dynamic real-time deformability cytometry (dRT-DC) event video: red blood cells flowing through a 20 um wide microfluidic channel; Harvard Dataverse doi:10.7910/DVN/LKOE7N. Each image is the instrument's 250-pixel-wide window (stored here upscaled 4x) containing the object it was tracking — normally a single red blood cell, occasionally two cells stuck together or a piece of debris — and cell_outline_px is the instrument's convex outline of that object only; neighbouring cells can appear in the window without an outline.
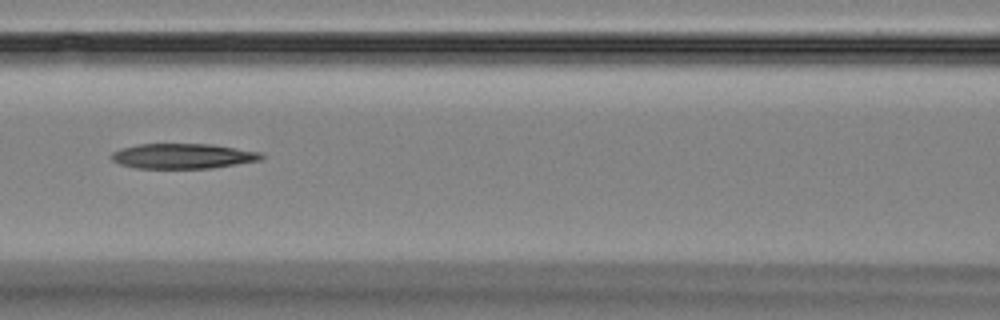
{"species": "Egyptian fruit bat (a non-hibernating species)", "species_latin": "Rousettus aegyptiacus", "temperature_condition": "room temperature", "stored_images_in_passage": 6, "camera_frame_rate_fps": 3000, "um_per_image_px": 0.085, "animal": {"sex": "female"}, "frame": {"image": 1, "passage_image": 4, "time_ms": 4.333, "image_size_px": [1000, 320], "cell_outline_px": [[264, 160], [212, 168], [136, 168], [120, 164], [112, 160], [112, 152], [120, 148], [140, 144], [212, 144], [260, 152], [264, 156]], "centroid_in_image_um": [15.57, 13.27], "position_along_channel_um": 151.0, "area_um2": 21.96}}
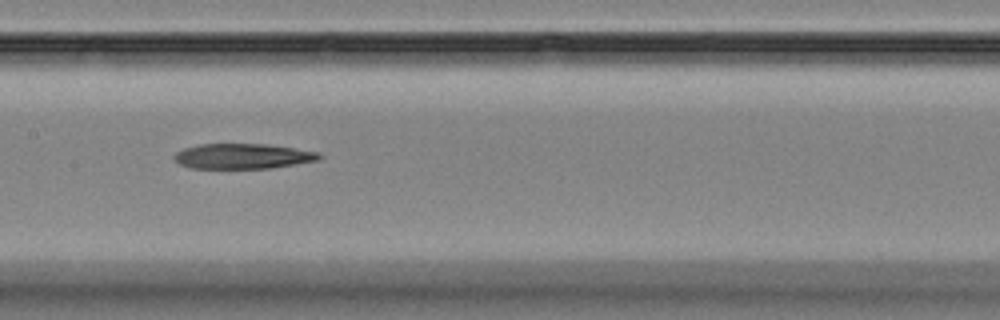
{"frame": {"image": 2, "passage_image": 5, "time_ms": 5.333, "image_size_px": [1000, 320], "cell_outline_px": [[324, 156], [320, 160], [272, 168], [192, 168], [180, 164], [172, 156], [176, 152], [184, 148], [200, 144], [264, 144], [292, 148], [316, 152]], "centroid_in_image_um": [20.63, 13.28], "position_along_channel_um": 186.8, "area_um2": 21.15}}
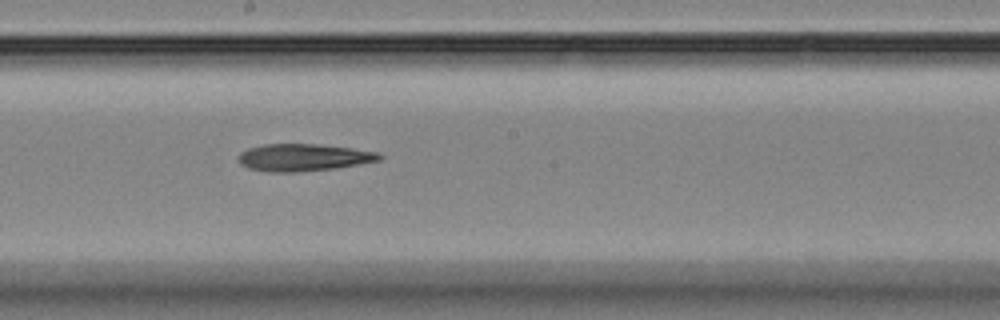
{"frame": {"image": 3, "passage_image": 6, "time_ms": 6.333, "image_size_px": [1000, 320], "cell_outline_px": [[384, 156], [380, 160], [336, 168], [296, 172], [272, 172], [248, 168], [240, 164], [240, 152], [248, 148], [264, 144], [316, 144], [380, 152]], "centroid_in_image_um": [25.8, 13.38], "position_along_channel_um": 222.4, "area_um2": 22.2}}